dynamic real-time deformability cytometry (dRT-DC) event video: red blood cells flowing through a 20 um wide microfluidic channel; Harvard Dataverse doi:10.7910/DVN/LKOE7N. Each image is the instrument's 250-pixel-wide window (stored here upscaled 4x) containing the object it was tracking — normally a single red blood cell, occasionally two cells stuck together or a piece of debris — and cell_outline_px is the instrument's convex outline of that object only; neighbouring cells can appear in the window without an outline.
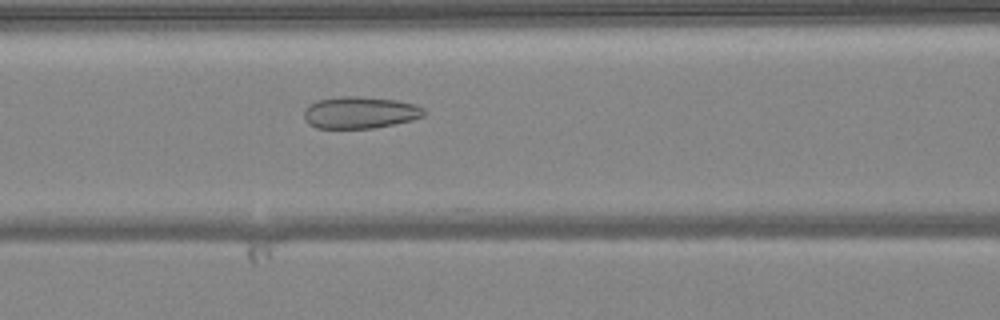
{"species": "common noctule bat (a hibernating species)", "species_latin": "Nyctalus noctula", "temperature_condition": "warm", "stored_images_in_passage": 47, "camera_frame_rate_fps": 3000, "um_per_image_px": 0.085, "animal": {"sex": "female", "body_mass_g": 24.6, "forearm_length_mm": 56.2}, "frame": {"image": 1, "passage_image": 21, "time_ms": 6.667, "image_size_px": [1000, 320], "cell_outline_px": [[424, 116], [412, 120], [372, 128], [316, 128], [308, 124], [304, 120], [304, 112], [308, 104], [320, 100], [340, 96], [356, 96], [396, 100], [416, 104], [424, 108]], "centroid_in_image_um": [30.58, 9.56], "position_along_channel_um": 136.0, "area_um2": 22.25}}
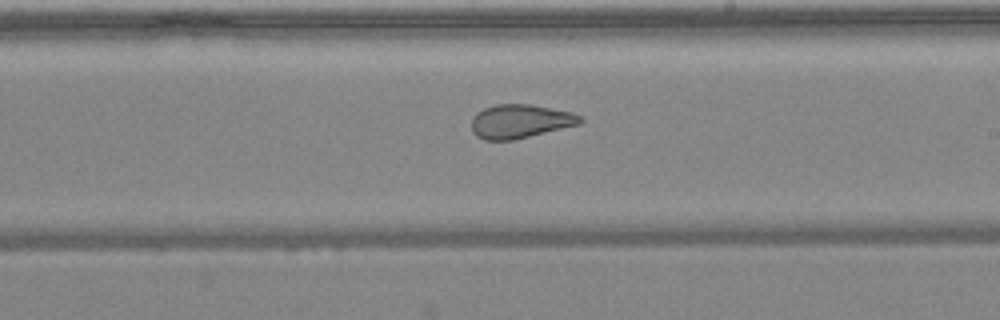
{"frame": {"image": 2, "passage_image": 29, "time_ms": 9.333, "image_size_px": [1000, 320], "cell_outline_px": [[584, 120], [580, 124], [512, 140], [484, 140], [476, 136], [472, 132], [472, 116], [476, 112], [484, 108], [496, 104], [528, 104], [552, 108], [572, 112], [580, 116]], "centroid_in_image_um": [44.19, 10.3], "position_along_channel_um": 244.8, "area_um2": 21.39}}
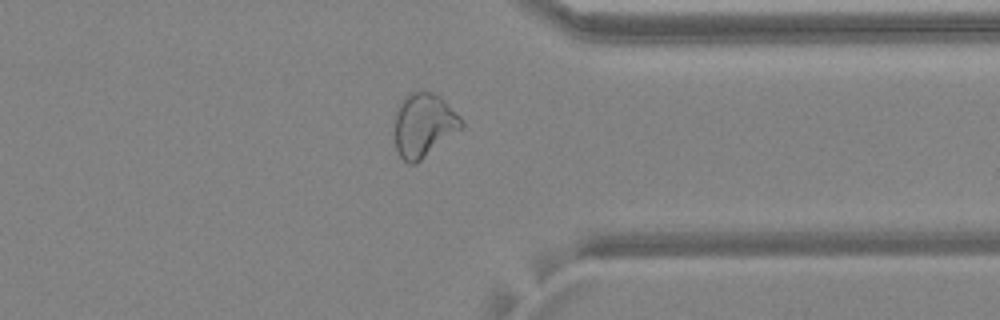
{"frame": {"image": 3, "passage_image": 39, "time_ms": 12.667, "image_size_px": [1000, 320], "cell_outline_px": [[464, 124], [460, 128], [416, 164], [408, 164], [400, 156], [396, 148], [392, 120], [400, 100], [408, 92], [420, 88], [432, 92], [440, 96], [464, 120]], "centroid_in_image_um": [35.95, 10.57], "position_along_channel_um": 375.5, "area_um2": 25.37}, "authors_computed_cell_mechanics": {"area_um2": 25.9522, "velocity_mm_per_s": 4.0911, "shape_relaxation_time_tau1_ms": null, "shape_relaxation_time_tau2_ms": 1.2356, "deformation_change_tau1": null, "deformation_change_tau2": 0.0843}}